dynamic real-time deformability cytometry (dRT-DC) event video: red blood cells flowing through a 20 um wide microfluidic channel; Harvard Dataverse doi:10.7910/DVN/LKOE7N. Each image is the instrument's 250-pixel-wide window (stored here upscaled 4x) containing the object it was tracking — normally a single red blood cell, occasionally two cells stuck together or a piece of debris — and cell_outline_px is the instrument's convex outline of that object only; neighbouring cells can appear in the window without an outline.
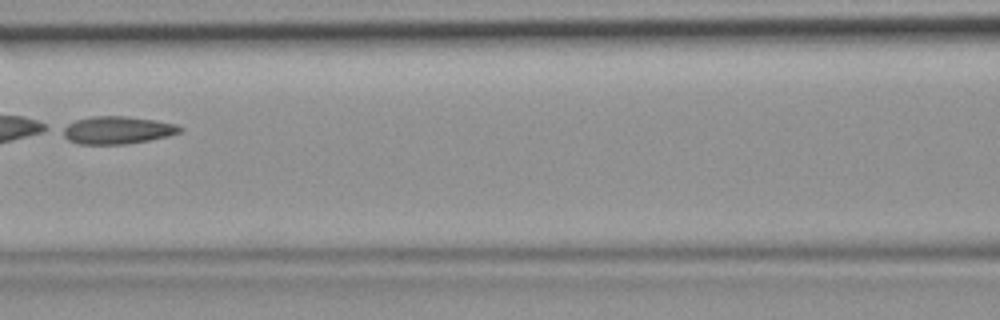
{"species": "common noctule bat (a hibernating species)", "species_latin": "Nyctalus noctula", "temperature_condition": "room temperature", "stored_images_in_passage": 3, "camera_frame_rate_fps": 3000, "um_per_image_px": 0.085, "animal": {"sex": "female", "body_mass_g": 19.9}, "frame": {"image": 1, "passage_image": 3, "time_ms": 0.667, "image_size_px": [1000, 320], "cell_outline_px": [[184, 128], [180, 132], [168, 136], [128, 144], [80, 144], [68, 140], [64, 136], [60, 128], [76, 120], [92, 116], [124, 116], [156, 120], [176, 124]], "centroid_in_image_um": [9.96, 11.06], "position_along_channel_um": 156.6, "area_um2": 18.9}}